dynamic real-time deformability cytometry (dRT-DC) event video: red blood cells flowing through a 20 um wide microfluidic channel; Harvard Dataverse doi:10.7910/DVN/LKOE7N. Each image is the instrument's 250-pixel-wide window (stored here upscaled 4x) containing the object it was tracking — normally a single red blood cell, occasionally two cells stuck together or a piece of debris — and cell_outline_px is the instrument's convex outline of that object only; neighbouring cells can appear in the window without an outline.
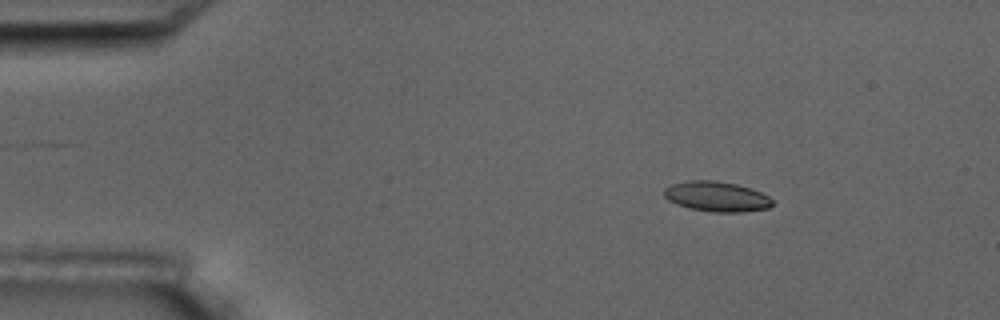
{"species": "common noctule bat (a hibernating species)", "species_latin": "Nyctalus noctula", "temperature_condition": "room temperature", "stored_images_in_passage": 4, "camera_frame_rate_fps": 3000, "um_per_image_px": 0.085, "animal": {"sex": "male", "body_mass_g": 17.5, "forearm_length_mm": 52.3}, "frame": {"image": 1, "passage_image": 2, "time_ms": 1.0, "image_size_px": [1000, 320], "cell_outline_px": [[772, 204], [768, 208], [744, 212], [712, 212], [688, 208], [676, 204], [668, 200], [664, 196], [664, 188], [672, 184], [688, 180], [716, 180], [736, 184], [760, 192], [768, 196], [772, 200]], "centroid_in_image_um": [60.88, 16.71], "position_along_channel_um": 24.1, "area_um2": 19.02}}